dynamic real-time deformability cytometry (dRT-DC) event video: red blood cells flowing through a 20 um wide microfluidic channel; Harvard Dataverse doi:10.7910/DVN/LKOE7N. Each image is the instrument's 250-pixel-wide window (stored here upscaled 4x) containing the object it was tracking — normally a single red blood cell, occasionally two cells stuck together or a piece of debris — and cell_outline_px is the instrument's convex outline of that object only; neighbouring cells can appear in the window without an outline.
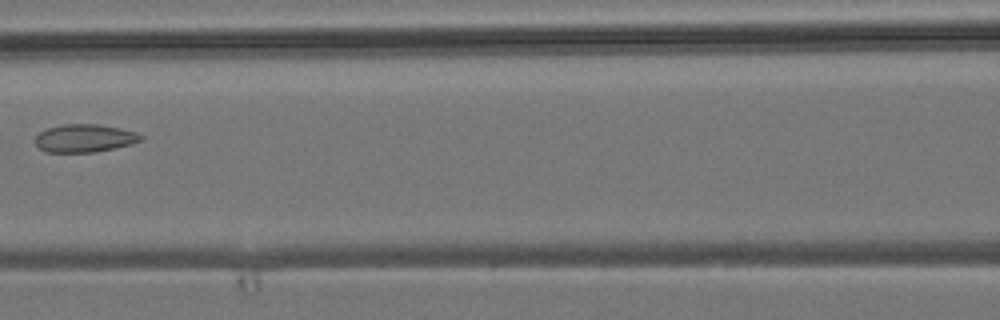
{"species": "common noctule bat (a hibernating species)", "species_latin": "Nyctalus noctula", "temperature_condition": "room temperature", "stored_images_in_passage": 6, "camera_frame_rate_fps": 3000, "um_per_image_px": 0.085, "animal": {"sex": "male", "body_mass_g": 19.2, "forearm_length_mm": 51.8}, "frame": {"image": 1, "passage_image": 6, "time_ms": 6.667, "image_size_px": [1000, 320], "cell_outline_px": [[144, 136], [140, 140], [132, 144], [96, 152], [44, 152], [36, 144], [36, 136], [40, 132], [48, 128], [60, 124], [96, 124], [120, 128], [136, 132]], "centroid_in_image_um": [7.19, 11.75], "position_along_channel_um": 159.4, "area_um2": 17.17}}